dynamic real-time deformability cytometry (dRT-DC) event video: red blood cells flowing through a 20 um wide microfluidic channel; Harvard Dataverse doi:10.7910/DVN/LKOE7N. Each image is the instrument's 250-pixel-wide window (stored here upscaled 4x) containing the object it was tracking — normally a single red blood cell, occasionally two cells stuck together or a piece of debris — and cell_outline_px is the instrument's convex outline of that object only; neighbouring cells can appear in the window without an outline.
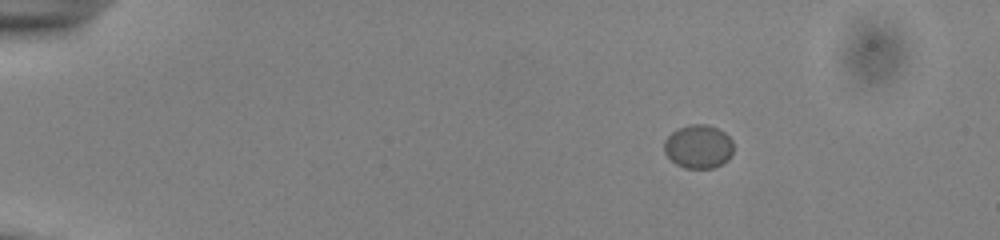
{"species": "common noctule bat (a hibernating species)", "species_latin": "Nyctalus noctula", "temperature_condition": "cold", "stored_images_in_passage": 46, "camera_frame_rate_fps": 3000, "um_per_image_px": 0.085, "animal": {"sex": "male", "body_mass_g": 13.0, "forearm_length_mm": 53.1}, "frame": {"image": 1, "passage_image": 1, "time_ms": 0.0, "image_size_px": [1000, 240], "cell_outline_px": [[732, 152], [728, 160], [716, 168], [684, 168], [676, 164], [664, 152], [664, 140], [676, 128], [688, 124], [708, 124], [724, 132], [732, 140]], "centroid_in_image_um": [59.35, 12.45], "position_along_channel_um": 25.6, "area_um2": 17.74}}
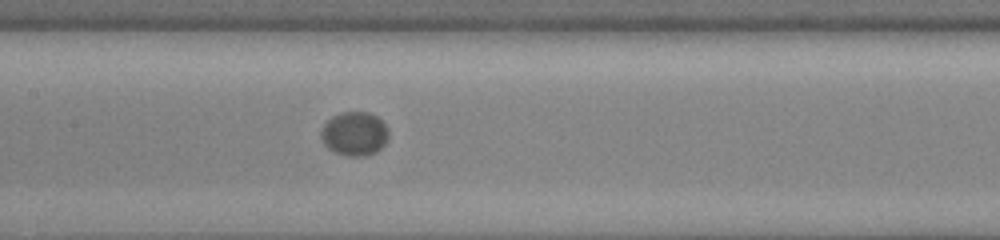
{"frame": {"image": 2, "passage_image": 20, "time_ms": 6.333, "image_size_px": [1000, 240], "cell_outline_px": [[388, 140], [376, 152], [368, 156], [348, 156], [332, 152], [324, 144], [320, 136], [320, 132], [324, 124], [332, 116], [340, 112], [368, 112], [376, 116], [388, 128]], "centroid_in_image_um": [30.12, 11.38], "position_along_channel_um": 177.3, "area_um2": 17.46}}
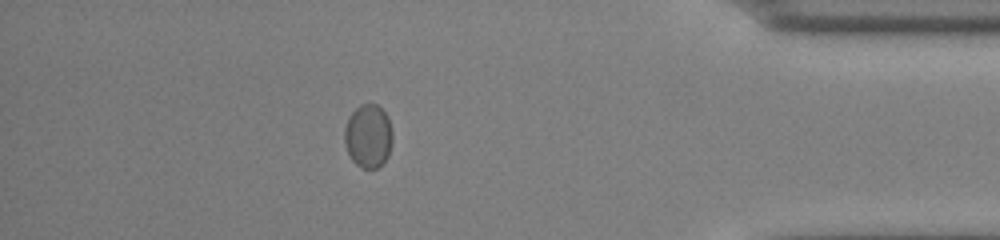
{"frame": {"image": 3, "passage_image": 40, "time_ms": 13.0, "image_size_px": [1000, 240], "cell_outline_px": [[392, 140], [388, 156], [376, 168], [360, 168], [352, 160], [344, 144], [344, 128], [348, 116], [360, 104], [376, 104], [388, 116], [392, 128]], "centroid_in_image_um": [31.28, 11.55], "position_along_channel_um": 403.9, "area_um2": 17.86}}